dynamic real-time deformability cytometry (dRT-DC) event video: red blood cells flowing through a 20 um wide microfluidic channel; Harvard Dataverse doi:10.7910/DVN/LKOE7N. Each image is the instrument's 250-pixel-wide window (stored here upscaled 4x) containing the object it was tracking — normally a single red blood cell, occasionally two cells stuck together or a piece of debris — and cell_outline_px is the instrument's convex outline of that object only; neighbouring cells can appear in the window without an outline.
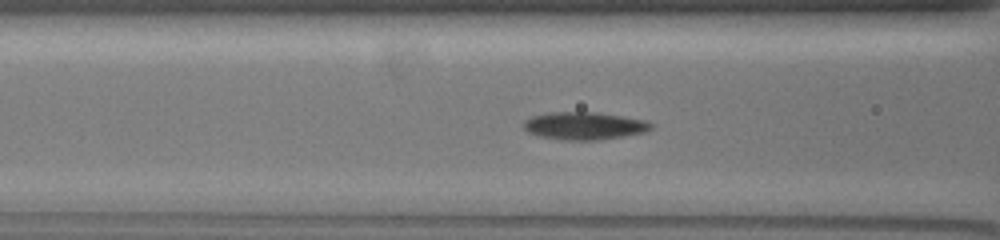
{"species": "common noctule bat (a hibernating species)", "species_latin": "Nyctalus noctula", "temperature_condition": "warm", "stored_images_in_passage": 45, "camera_frame_rate_fps": 3000, "um_per_image_px": 0.085, "animal": {"sex": "female", "body_mass_g": 19.5, "forearm_length_mm": 54.1}, "frame": {"image": 1, "passage_image": 13, "time_ms": 4.0, "image_size_px": [1000, 240], "cell_outline_px": [[652, 128], [644, 132], [624, 136], [600, 140], [560, 140], [540, 136], [528, 132], [524, 128], [524, 120], [532, 116], [552, 112], [592, 112], [620, 116], [644, 120], [652, 124]], "centroid_in_image_um": [49.63, 10.7], "position_along_channel_um": 117.0, "area_um2": 20.35}}
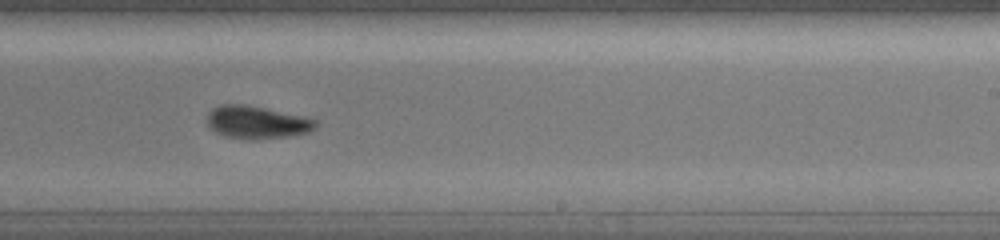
{"frame": {"image": 2, "passage_image": 25, "time_ms": 8.0, "image_size_px": [1000, 240], "cell_outline_px": [[316, 128], [308, 132], [288, 136], [260, 140], [244, 140], [224, 136], [216, 132], [208, 124], [208, 116], [212, 108], [220, 104], [240, 104], [260, 108], [316, 120]], "centroid_in_image_um": [21.78, 10.43], "position_along_channel_um": 267.2, "area_um2": 20.23}}
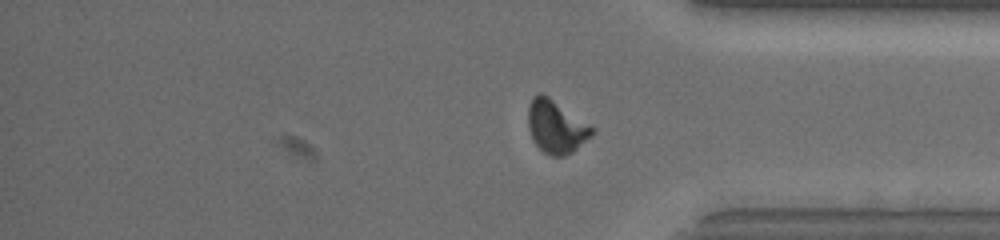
{"frame": {"image": 3, "passage_image": 35, "time_ms": 11.333, "image_size_px": [1000, 240], "cell_outline_px": [[596, 128], [592, 136], [572, 152], [564, 156], [552, 156], [544, 152], [532, 140], [528, 128], [528, 108], [532, 96], [540, 92], [548, 96]], "centroid_in_image_um": [47.27, 10.76], "position_along_channel_um": 387.9, "area_um2": 19.83}}